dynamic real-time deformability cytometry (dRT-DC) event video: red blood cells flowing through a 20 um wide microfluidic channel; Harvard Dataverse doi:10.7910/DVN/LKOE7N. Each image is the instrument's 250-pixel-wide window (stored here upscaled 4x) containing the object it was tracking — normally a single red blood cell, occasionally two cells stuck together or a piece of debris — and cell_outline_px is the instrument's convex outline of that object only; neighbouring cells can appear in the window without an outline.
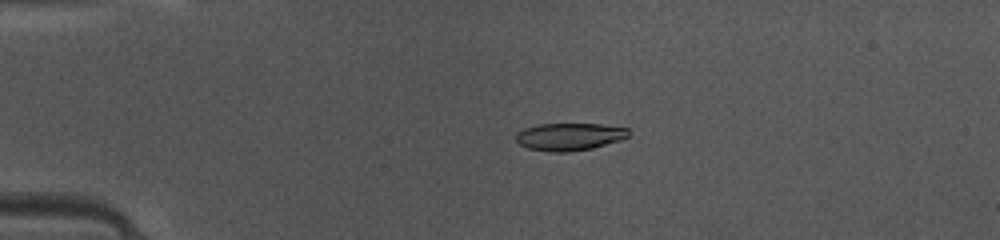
{"species": "common noctule bat (a hibernating species)", "species_latin": "Nyctalus noctula", "temperature_condition": "warm", "stored_images_in_passage": 39, "segment_of_instrument_passage": [1, 2], "camera_frame_rate_fps": 3000, "um_per_image_px": 0.085, "animal": {"sex": "female", "body_mass_g": 10.0, "forearm_length_mm": 53.1}, "frame": {"image": 1, "passage_image": 1, "time_ms": 0.0, "image_size_px": [1000, 240], "cell_outline_px": [[628, 136], [620, 140], [592, 148], [568, 152], [548, 152], [528, 148], [520, 144], [516, 140], [516, 132], [524, 128], [540, 124], [600, 124], [628, 128]], "centroid_in_image_um": [48.37, 11.62], "position_along_channel_um": 36.6, "area_um2": 17.98}}
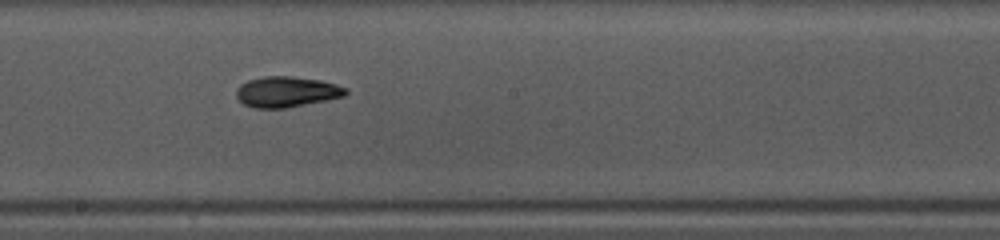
{"frame": {"image": 2, "passage_image": 17, "time_ms": 5.333, "image_size_px": [1000, 240], "cell_outline_px": [[348, 92], [344, 96], [284, 108], [252, 108], [244, 104], [236, 96], [236, 88], [240, 84], [248, 80], [264, 76], [292, 76], [320, 80], [336, 84], [348, 88]], "centroid_in_image_um": [24.34, 7.79], "position_along_channel_um": 223.9, "area_um2": 19.48}}
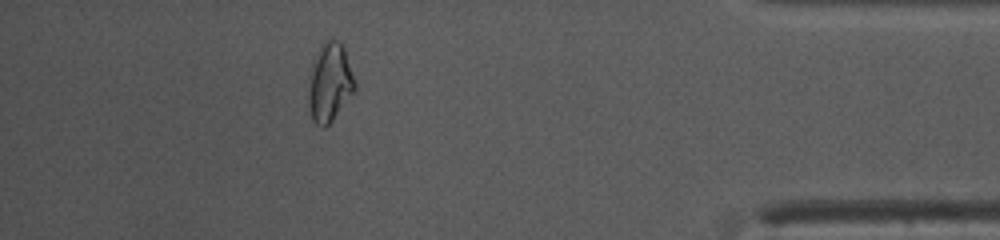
{"frame": {"image": 3, "passage_image": 33, "time_ms": 10.667, "image_size_px": [1000, 240], "cell_outline_px": [[356, 88], [332, 120], [324, 128], [320, 128], [312, 120], [308, 104], [308, 92], [312, 60], [320, 44], [328, 36], [332, 36], [344, 48], [356, 80]], "centroid_in_image_um": [28.01, 6.96], "position_along_channel_um": 407.2, "area_um2": 21.56}}